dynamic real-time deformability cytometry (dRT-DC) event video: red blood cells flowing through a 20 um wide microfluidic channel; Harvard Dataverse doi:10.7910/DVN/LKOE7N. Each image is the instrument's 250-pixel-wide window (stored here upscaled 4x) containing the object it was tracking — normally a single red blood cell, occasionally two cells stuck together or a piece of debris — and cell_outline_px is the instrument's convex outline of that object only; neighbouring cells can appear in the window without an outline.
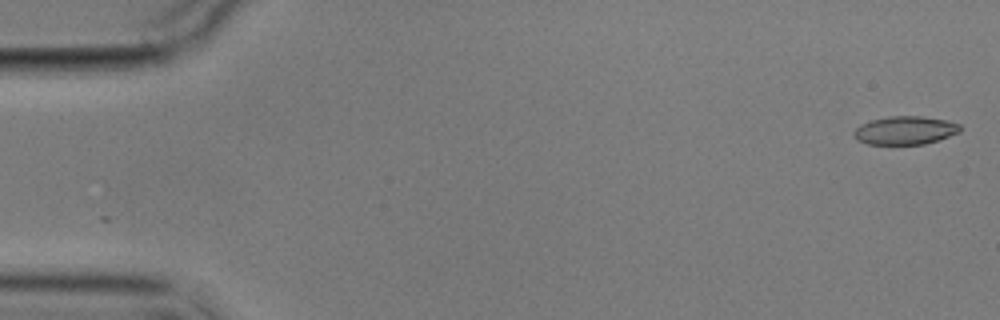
{"species": "common noctule bat (a hibernating species)", "species_latin": "Nyctalus noctula", "temperature_condition": "cold", "stored_images_in_passage": 7, "camera_frame_rate_fps": 3000, "um_per_image_px": 0.085, "animal": {"sex": "male", "body_mass_g": 17.9}, "frame": {"image": 1, "passage_image": 1, "time_ms": 0.0, "image_size_px": [1000, 320], "cell_outline_px": [[960, 132], [924, 144], [868, 144], [860, 140], [852, 132], [860, 124], [872, 120], [888, 116], [920, 116], [948, 120], [960, 124]], "centroid_in_image_um": [76.95, 11.07], "position_along_channel_um": 8.1, "area_um2": 17.34}}
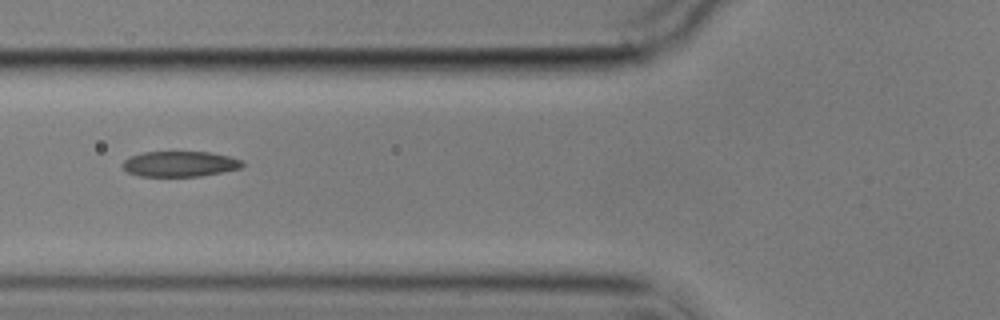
{"frame": {"image": 2, "passage_image": 6, "time_ms": 6.667, "image_size_px": [1000, 320], "cell_outline_px": [[244, 164], [240, 168], [224, 172], [200, 176], [140, 176], [128, 172], [120, 164], [124, 160], [132, 156], [144, 152], [208, 152], [228, 156], [240, 160]], "centroid_in_image_um": [15.27, 13.94], "position_along_channel_um": 110.5, "area_um2": 17.63}}
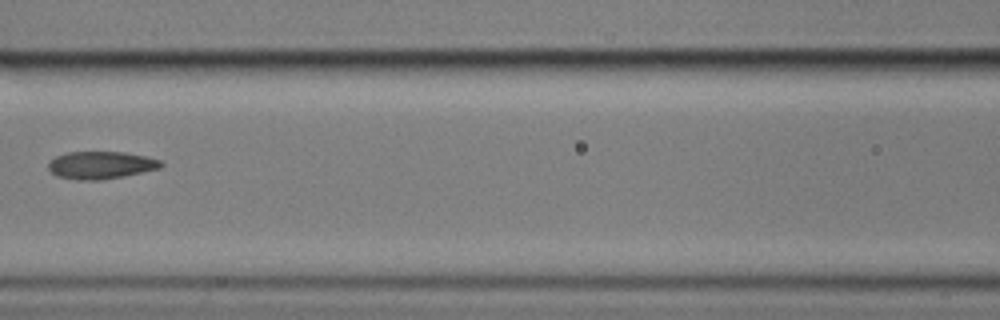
{"frame": {"image": 3, "passage_image": 7, "time_ms": 8.0, "image_size_px": [1000, 320], "cell_outline_px": [[164, 164], [160, 168], [124, 176], [100, 180], [76, 180], [56, 176], [48, 168], [48, 164], [56, 156], [68, 152], [124, 152], [144, 156], [160, 160]], "centroid_in_image_um": [8.57, 14.04], "position_along_channel_um": 158.0, "area_um2": 17.98}}